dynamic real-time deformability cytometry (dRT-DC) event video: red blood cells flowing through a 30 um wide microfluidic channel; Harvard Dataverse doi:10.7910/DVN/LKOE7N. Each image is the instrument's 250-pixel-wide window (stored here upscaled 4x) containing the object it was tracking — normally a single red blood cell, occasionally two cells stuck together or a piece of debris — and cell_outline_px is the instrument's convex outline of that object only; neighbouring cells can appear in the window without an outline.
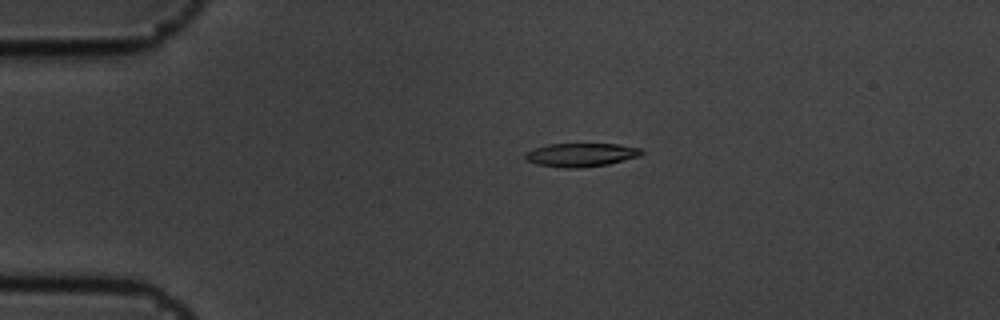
{"species": "common noctule bat (a hibernating species)", "species_latin": "Nyctalus noctula", "temperature_condition": "cold", "stored_images_in_passage": 4, "camera_frame_rate_fps": 3000, "um_per_image_px": 0.085, "animal": {"sex": "male", "body_mass_g": 19.5, "forearm_length_mm": 54.6}, "frame": {"image": 1, "passage_image": 1, "time_ms": 0.0, "image_size_px": [1000, 320], "cell_outline_px": [[644, 152], [640, 156], [608, 164], [580, 168], [560, 168], [536, 164], [528, 160], [524, 156], [532, 148], [548, 144], [620, 144], [640, 148]], "centroid_in_image_um": [49.39, 13.16], "position_along_channel_um": 35.6, "area_um2": 16.01}}
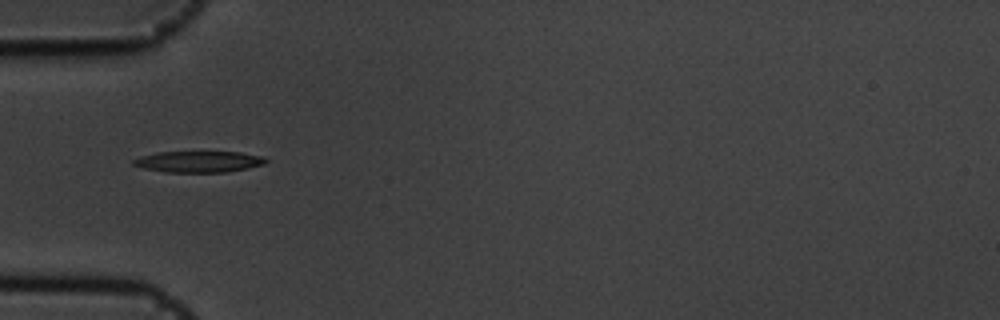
{"frame": {"image": 2, "passage_image": 3, "time_ms": 0.667, "image_size_px": [1000, 320], "cell_outline_px": [[268, 160], [264, 164], [248, 168], [224, 172], [164, 172], [144, 168], [132, 164], [132, 160], [140, 156], [156, 152], [240, 152], [264, 156]], "centroid_in_image_um": [16.89, 13.74], "position_along_channel_um": 68.1, "area_um2": 16.42}}
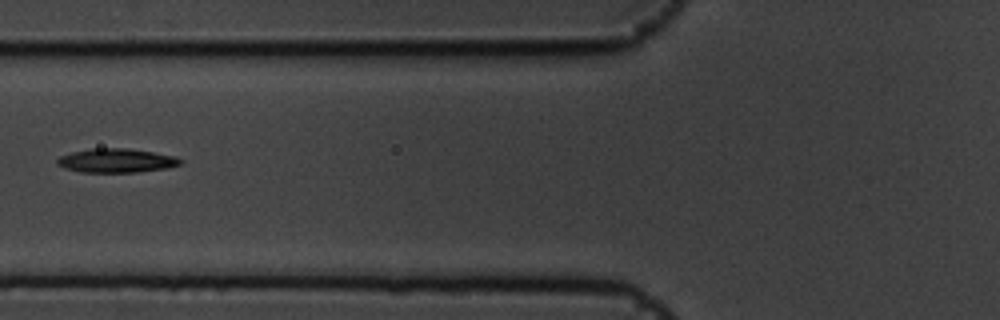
{"frame": {"image": 3, "passage_image": 4, "time_ms": 1.0, "image_size_px": [1000, 320], "cell_outline_px": [[184, 160], [180, 164], [168, 168], [136, 172], [80, 172], [64, 168], [56, 164], [56, 160], [60, 156], [72, 152], [92, 148], [124, 148], [152, 152], [176, 156]], "centroid_in_image_um": [9.89, 13.65], "position_along_channel_um": 115.9, "area_um2": 17.22}}